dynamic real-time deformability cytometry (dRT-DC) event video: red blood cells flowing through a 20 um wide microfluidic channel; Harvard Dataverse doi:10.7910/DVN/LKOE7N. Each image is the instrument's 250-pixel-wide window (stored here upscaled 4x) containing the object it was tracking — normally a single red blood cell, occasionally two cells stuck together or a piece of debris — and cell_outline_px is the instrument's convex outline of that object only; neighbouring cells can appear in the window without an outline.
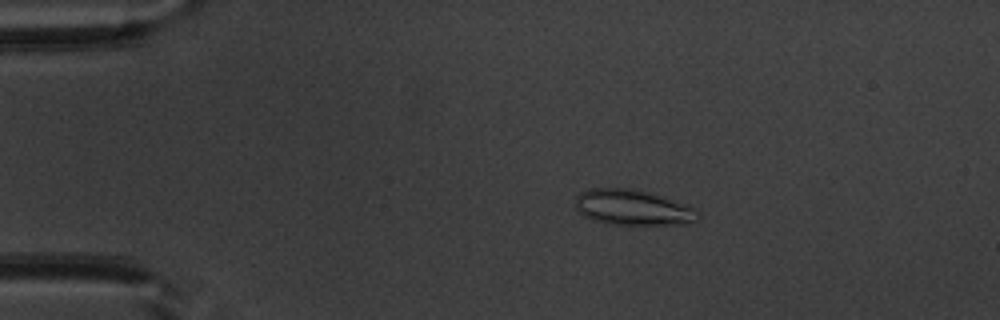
{"species": "common noctule bat (a hibernating species)", "species_latin": "Nyctalus noctula", "temperature_condition": "warm", "stored_images_in_passage": 52, "camera_frame_rate_fps": 3000, "um_per_image_px": 0.085, "animal": {"sex": "male", "body_mass_g": 20.1, "forearm_length_mm": 53.5}, "frame": {"image": 1, "passage_image": 10, "time_ms": 3.0, "image_size_px": [1000, 320], "cell_outline_px": [[700, 216], [692, 224], [612, 224], [596, 220], [584, 216], [576, 208], [576, 196], [580, 192], [588, 188], [628, 188], [648, 192], [688, 204], [696, 208], [700, 212]], "centroid_in_image_um": [53.84, 17.63], "position_along_channel_um": 31.2, "area_um2": 25.43}}
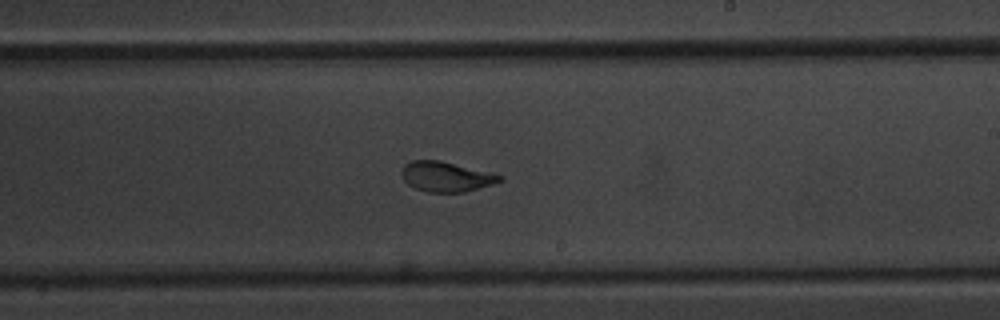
{"frame": {"image": 2, "passage_image": 31, "time_ms": 10.0, "image_size_px": [1000, 320], "cell_outline_px": [[504, 180], [492, 184], [464, 192], [428, 192], [416, 188], [408, 184], [400, 176], [400, 172], [404, 164], [412, 160], [440, 160], [492, 172], [504, 176]], "centroid_in_image_um": [37.92, 15.0], "position_along_channel_um": 251.1, "area_um2": 17.34}}
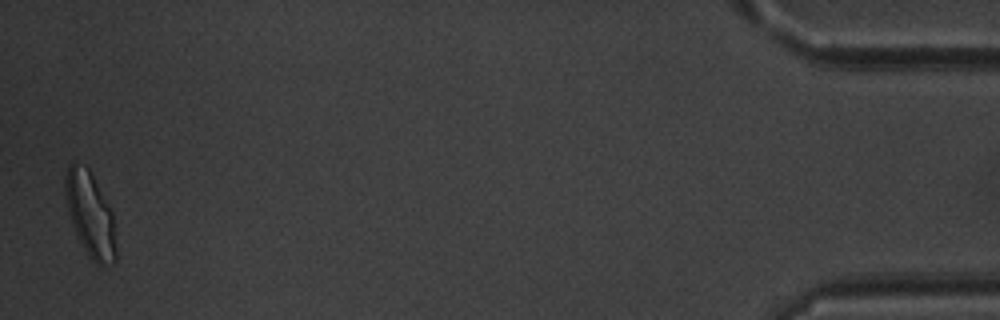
{"frame": {"image": 3, "passage_image": 51, "time_ms": 16.667, "image_size_px": [1000, 320], "cell_outline_px": [[116, 264], [96, 264], [88, 256], [72, 224], [68, 212], [64, 188], [64, 180], [68, 164], [72, 160], [88, 168], [112, 212], [116, 248]], "centroid_in_image_um": [7.65, 18.23], "position_along_channel_um": 427.5, "area_um2": 24.8}, "authors_computed_cell_mechanics": {"area_um2": 19.2185, "velocity_mm_per_s": 3.9317, "shape_relaxation_time_tau1_ms": 4.7517, "shape_relaxation_time_tau2_ms": 0.7307, "deformation_change_tau1": 0.1703, "deformation_change_tau2": 0.066}}